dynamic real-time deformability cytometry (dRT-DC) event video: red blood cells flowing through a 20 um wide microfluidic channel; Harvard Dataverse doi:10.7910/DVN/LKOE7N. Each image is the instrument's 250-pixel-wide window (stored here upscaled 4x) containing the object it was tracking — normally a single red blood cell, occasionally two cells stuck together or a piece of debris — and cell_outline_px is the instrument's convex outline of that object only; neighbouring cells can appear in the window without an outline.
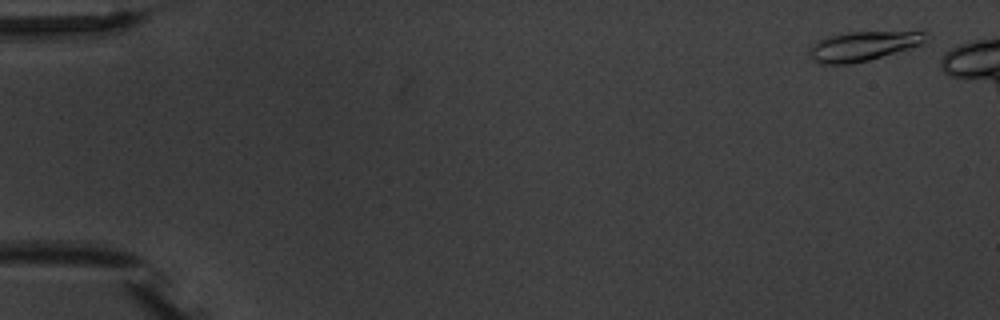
{"species": "common noctule bat (a hibernating species)", "species_latin": "Nyctalus noctula", "temperature_condition": "warm", "stored_images_in_passage": 3, "camera_frame_rate_fps": 3000, "um_per_image_px": 0.085, "animal": {"sex": "male", "body_mass_g": 20.1, "forearm_length_mm": 53.5}, "frame": {"image": 1, "passage_image": 1, "time_ms": 0.0, "image_size_px": [1000, 320], "cell_outline_px": [[928, 44], [868, 60], [848, 64], [820, 64], [812, 60], [808, 48], [812, 44], [828, 36], [848, 32], [924, 28]], "centroid_in_image_um": [73.54, 3.86], "position_along_channel_um": 11.5, "area_um2": 21.21}}